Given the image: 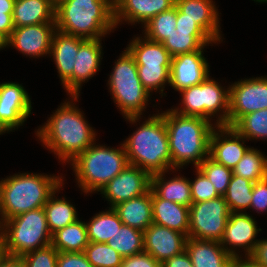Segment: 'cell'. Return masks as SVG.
<instances>
[{"mask_svg": "<svg viewBox=\"0 0 267 267\" xmlns=\"http://www.w3.org/2000/svg\"><path fill=\"white\" fill-rule=\"evenodd\" d=\"M64 176L19 173L0 180V224L22 213L44 207Z\"/></svg>", "mask_w": 267, "mask_h": 267, "instance_id": "cell-4", "label": "cell"}, {"mask_svg": "<svg viewBox=\"0 0 267 267\" xmlns=\"http://www.w3.org/2000/svg\"><path fill=\"white\" fill-rule=\"evenodd\" d=\"M0 267H25L21 257L9 256L4 254L0 258Z\"/></svg>", "mask_w": 267, "mask_h": 267, "instance_id": "cell-50", "label": "cell"}, {"mask_svg": "<svg viewBox=\"0 0 267 267\" xmlns=\"http://www.w3.org/2000/svg\"><path fill=\"white\" fill-rule=\"evenodd\" d=\"M169 139L172 170L194 164L195 168L209 156L210 136L216 127L201 117L183 116L168 109L161 113Z\"/></svg>", "mask_w": 267, "mask_h": 267, "instance_id": "cell-2", "label": "cell"}, {"mask_svg": "<svg viewBox=\"0 0 267 267\" xmlns=\"http://www.w3.org/2000/svg\"><path fill=\"white\" fill-rule=\"evenodd\" d=\"M107 244L122 257H128L144 251L143 231L122 225Z\"/></svg>", "mask_w": 267, "mask_h": 267, "instance_id": "cell-35", "label": "cell"}, {"mask_svg": "<svg viewBox=\"0 0 267 267\" xmlns=\"http://www.w3.org/2000/svg\"><path fill=\"white\" fill-rule=\"evenodd\" d=\"M68 98L48 117L47 123L35 131L44 147L56 154L62 164L72 162L97 137L95 129L88 124L84 113L75 104L79 96L71 95Z\"/></svg>", "mask_w": 267, "mask_h": 267, "instance_id": "cell-1", "label": "cell"}, {"mask_svg": "<svg viewBox=\"0 0 267 267\" xmlns=\"http://www.w3.org/2000/svg\"><path fill=\"white\" fill-rule=\"evenodd\" d=\"M253 185L254 182L247 178L232 175L230 183L223 196L230 213L247 212L246 209L250 210Z\"/></svg>", "mask_w": 267, "mask_h": 267, "instance_id": "cell-33", "label": "cell"}, {"mask_svg": "<svg viewBox=\"0 0 267 267\" xmlns=\"http://www.w3.org/2000/svg\"><path fill=\"white\" fill-rule=\"evenodd\" d=\"M120 267H162L151 254L143 251L132 256L124 257Z\"/></svg>", "mask_w": 267, "mask_h": 267, "instance_id": "cell-45", "label": "cell"}, {"mask_svg": "<svg viewBox=\"0 0 267 267\" xmlns=\"http://www.w3.org/2000/svg\"><path fill=\"white\" fill-rule=\"evenodd\" d=\"M248 259L259 267H267V238L257 242Z\"/></svg>", "mask_w": 267, "mask_h": 267, "instance_id": "cell-47", "label": "cell"}, {"mask_svg": "<svg viewBox=\"0 0 267 267\" xmlns=\"http://www.w3.org/2000/svg\"><path fill=\"white\" fill-rule=\"evenodd\" d=\"M177 22V7L159 13L147 22L142 30L143 35L155 42L162 43L169 35H172L176 29Z\"/></svg>", "mask_w": 267, "mask_h": 267, "instance_id": "cell-36", "label": "cell"}, {"mask_svg": "<svg viewBox=\"0 0 267 267\" xmlns=\"http://www.w3.org/2000/svg\"><path fill=\"white\" fill-rule=\"evenodd\" d=\"M170 67L171 65H137L140 82L149 93L159 91L157 93L165 96L164 88L167 83L169 84Z\"/></svg>", "mask_w": 267, "mask_h": 267, "instance_id": "cell-38", "label": "cell"}, {"mask_svg": "<svg viewBox=\"0 0 267 267\" xmlns=\"http://www.w3.org/2000/svg\"><path fill=\"white\" fill-rule=\"evenodd\" d=\"M229 267H259L252 263L248 258H237L234 259Z\"/></svg>", "mask_w": 267, "mask_h": 267, "instance_id": "cell-52", "label": "cell"}, {"mask_svg": "<svg viewBox=\"0 0 267 267\" xmlns=\"http://www.w3.org/2000/svg\"><path fill=\"white\" fill-rule=\"evenodd\" d=\"M58 253L52 245H49L29 252L21 258L25 267H57Z\"/></svg>", "mask_w": 267, "mask_h": 267, "instance_id": "cell-42", "label": "cell"}, {"mask_svg": "<svg viewBox=\"0 0 267 267\" xmlns=\"http://www.w3.org/2000/svg\"><path fill=\"white\" fill-rule=\"evenodd\" d=\"M250 209L259 214L267 212V178L254 183Z\"/></svg>", "mask_w": 267, "mask_h": 267, "instance_id": "cell-43", "label": "cell"}, {"mask_svg": "<svg viewBox=\"0 0 267 267\" xmlns=\"http://www.w3.org/2000/svg\"><path fill=\"white\" fill-rule=\"evenodd\" d=\"M232 172L233 175L247 178L254 183L263 180L267 178V156L250 146Z\"/></svg>", "mask_w": 267, "mask_h": 267, "instance_id": "cell-34", "label": "cell"}, {"mask_svg": "<svg viewBox=\"0 0 267 267\" xmlns=\"http://www.w3.org/2000/svg\"><path fill=\"white\" fill-rule=\"evenodd\" d=\"M85 39L55 30L50 48V54L56 64L61 85L73 74L74 64L80 44Z\"/></svg>", "mask_w": 267, "mask_h": 267, "instance_id": "cell-22", "label": "cell"}, {"mask_svg": "<svg viewBox=\"0 0 267 267\" xmlns=\"http://www.w3.org/2000/svg\"><path fill=\"white\" fill-rule=\"evenodd\" d=\"M153 223L183 233L188 237L189 207L159 198L152 191Z\"/></svg>", "mask_w": 267, "mask_h": 267, "instance_id": "cell-24", "label": "cell"}, {"mask_svg": "<svg viewBox=\"0 0 267 267\" xmlns=\"http://www.w3.org/2000/svg\"><path fill=\"white\" fill-rule=\"evenodd\" d=\"M57 267H93L84 252H59Z\"/></svg>", "mask_w": 267, "mask_h": 267, "instance_id": "cell-44", "label": "cell"}, {"mask_svg": "<svg viewBox=\"0 0 267 267\" xmlns=\"http://www.w3.org/2000/svg\"><path fill=\"white\" fill-rule=\"evenodd\" d=\"M15 0H0V13L13 14Z\"/></svg>", "mask_w": 267, "mask_h": 267, "instance_id": "cell-51", "label": "cell"}, {"mask_svg": "<svg viewBox=\"0 0 267 267\" xmlns=\"http://www.w3.org/2000/svg\"><path fill=\"white\" fill-rule=\"evenodd\" d=\"M205 47L172 57L169 80L172 89L182 91L204 82L210 76L209 63L203 56Z\"/></svg>", "mask_w": 267, "mask_h": 267, "instance_id": "cell-16", "label": "cell"}, {"mask_svg": "<svg viewBox=\"0 0 267 267\" xmlns=\"http://www.w3.org/2000/svg\"><path fill=\"white\" fill-rule=\"evenodd\" d=\"M267 109V77H252L229 85L228 126L248 113Z\"/></svg>", "mask_w": 267, "mask_h": 267, "instance_id": "cell-11", "label": "cell"}, {"mask_svg": "<svg viewBox=\"0 0 267 267\" xmlns=\"http://www.w3.org/2000/svg\"><path fill=\"white\" fill-rule=\"evenodd\" d=\"M130 165L150 175L172 171L169 139L162 114L156 113L122 142Z\"/></svg>", "mask_w": 267, "mask_h": 267, "instance_id": "cell-3", "label": "cell"}, {"mask_svg": "<svg viewBox=\"0 0 267 267\" xmlns=\"http://www.w3.org/2000/svg\"><path fill=\"white\" fill-rule=\"evenodd\" d=\"M126 48L133 55L136 65L159 66L172 63V56L163 44L145 36H134Z\"/></svg>", "mask_w": 267, "mask_h": 267, "instance_id": "cell-28", "label": "cell"}, {"mask_svg": "<svg viewBox=\"0 0 267 267\" xmlns=\"http://www.w3.org/2000/svg\"><path fill=\"white\" fill-rule=\"evenodd\" d=\"M248 140L267 141V109L246 114L232 126Z\"/></svg>", "mask_w": 267, "mask_h": 267, "instance_id": "cell-37", "label": "cell"}, {"mask_svg": "<svg viewBox=\"0 0 267 267\" xmlns=\"http://www.w3.org/2000/svg\"><path fill=\"white\" fill-rule=\"evenodd\" d=\"M151 189V175L137 166L128 164L101 190L110 208L117 204L141 196Z\"/></svg>", "mask_w": 267, "mask_h": 267, "instance_id": "cell-13", "label": "cell"}, {"mask_svg": "<svg viewBox=\"0 0 267 267\" xmlns=\"http://www.w3.org/2000/svg\"><path fill=\"white\" fill-rule=\"evenodd\" d=\"M195 172L196 178L194 180H189L193 203L219 197L220 195L206 175L198 167L195 168Z\"/></svg>", "mask_w": 267, "mask_h": 267, "instance_id": "cell-41", "label": "cell"}, {"mask_svg": "<svg viewBox=\"0 0 267 267\" xmlns=\"http://www.w3.org/2000/svg\"><path fill=\"white\" fill-rule=\"evenodd\" d=\"M108 78L110 95L123 117L132 125L140 123L152 94L140 82L135 59L127 48L115 61Z\"/></svg>", "mask_w": 267, "mask_h": 267, "instance_id": "cell-7", "label": "cell"}, {"mask_svg": "<svg viewBox=\"0 0 267 267\" xmlns=\"http://www.w3.org/2000/svg\"><path fill=\"white\" fill-rule=\"evenodd\" d=\"M31 98L24 86L17 82L0 83V123L13 132L31 115Z\"/></svg>", "mask_w": 267, "mask_h": 267, "instance_id": "cell-15", "label": "cell"}, {"mask_svg": "<svg viewBox=\"0 0 267 267\" xmlns=\"http://www.w3.org/2000/svg\"><path fill=\"white\" fill-rule=\"evenodd\" d=\"M114 22L118 27L122 22L143 26L154 16L175 6V0H113Z\"/></svg>", "mask_w": 267, "mask_h": 267, "instance_id": "cell-20", "label": "cell"}, {"mask_svg": "<svg viewBox=\"0 0 267 267\" xmlns=\"http://www.w3.org/2000/svg\"><path fill=\"white\" fill-rule=\"evenodd\" d=\"M246 140L233 127L216 126L210 136L209 156L232 170L250 148L245 146Z\"/></svg>", "mask_w": 267, "mask_h": 267, "instance_id": "cell-18", "label": "cell"}, {"mask_svg": "<svg viewBox=\"0 0 267 267\" xmlns=\"http://www.w3.org/2000/svg\"><path fill=\"white\" fill-rule=\"evenodd\" d=\"M124 225L145 231L152 223V190L113 207Z\"/></svg>", "mask_w": 267, "mask_h": 267, "instance_id": "cell-25", "label": "cell"}, {"mask_svg": "<svg viewBox=\"0 0 267 267\" xmlns=\"http://www.w3.org/2000/svg\"><path fill=\"white\" fill-rule=\"evenodd\" d=\"M162 267H194L186 250L162 263Z\"/></svg>", "mask_w": 267, "mask_h": 267, "instance_id": "cell-49", "label": "cell"}, {"mask_svg": "<svg viewBox=\"0 0 267 267\" xmlns=\"http://www.w3.org/2000/svg\"><path fill=\"white\" fill-rule=\"evenodd\" d=\"M123 225L117 212L110 208L95 214L86 222L89 242L107 243Z\"/></svg>", "mask_w": 267, "mask_h": 267, "instance_id": "cell-31", "label": "cell"}, {"mask_svg": "<svg viewBox=\"0 0 267 267\" xmlns=\"http://www.w3.org/2000/svg\"><path fill=\"white\" fill-rule=\"evenodd\" d=\"M229 214L230 211L223 196L192 203L189 207L188 237L220 242Z\"/></svg>", "mask_w": 267, "mask_h": 267, "instance_id": "cell-10", "label": "cell"}, {"mask_svg": "<svg viewBox=\"0 0 267 267\" xmlns=\"http://www.w3.org/2000/svg\"><path fill=\"white\" fill-rule=\"evenodd\" d=\"M261 230L255 218L249 213L232 212L229 214L220 244L234 259L242 258L243 255H245L244 258H248L260 240L256 238ZM240 248L244 250L239 251ZM243 251V255L239 254Z\"/></svg>", "mask_w": 267, "mask_h": 267, "instance_id": "cell-12", "label": "cell"}, {"mask_svg": "<svg viewBox=\"0 0 267 267\" xmlns=\"http://www.w3.org/2000/svg\"><path fill=\"white\" fill-rule=\"evenodd\" d=\"M13 14L0 13V40L4 43L12 34L14 27Z\"/></svg>", "mask_w": 267, "mask_h": 267, "instance_id": "cell-48", "label": "cell"}, {"mask_svg": "<svg viewBox=\"0 0 267 267\" xmlns=\"http://www.w3.org/2000/svg\"><path fill=\"white\" fill-rule=\"evenodd\" d=\"M56 29L83 39H100L116 28L113 0H61Z\"/></svg>", "mask_w": 267, "mask_h": 267, "instance_id": "cell-5", "label": "cell"}, {"mask_svg": "<svg viewBox=\"0 0 267 267\" xmlns=\"http://www.w3.org/2000/svg\"><path fill=\"white\" fill-rule=\"evenodd\" d=\"M255 2H258V3H267V0H253Z\"/></svg>", "mask_w": 267, "mask_h": 267, "instance_id": "cell-55", "label": "cell"}, {"mask_svg": "<svg viewBox=\"0 0 267 267\" xmlns=\"http://www.w3.org/2000/svg\"><path fill=\"white\" fill-rule=\"evenodd\" d=\"M56 5L51 0H15L14 27L55 22Z\"/></svg>", "mask_w": 267, "mask_h": 267, "instance_id": "cell-26", "label": "cell"}, {"mask_svg": "<svg viewBox=\"0 0 267 267\" xmlns=\"http://www.w3.org/2000/svg\"><path fill=\"white\" fill-rule=\"evenodd\" d=\"M177 32L183 33H206L195 20L184 17V14L177 8Z\"/></svg>", "mask_w": 267, "mask_h": 267, "instance_id": "cell-46", "label": "cell"}, {"mask_svg": "<svg viewBox=\"0 0 267 267\" xmlns=\"http://www.w3.org/2000/svg\"><path fill=\"white\" fill-rule=\"evenodd\" d=\"M198 168L212 182L217 193L224 196L233 175L232 170L226 168L223 164L217 163L210 156L204 159Z\"/></svg>", "mask_w": 267, "mask_h": 267, "instance_id": "cell-40", "label": "cell"}, {"mask_svg": "<svg viewBox=\"0 0 267 267\" xmlns=\"http://www.w3.org/2000/svg\"><path fill=\"white\" fill-rule=\"evenodd\" d=\"M89 244L86 222L78 219L52 235L51 245L58 252H84Z\"/></svg>", "mask_w": 267, "mask_h": 267, "instance_id": "cell-30", "label": "cell"}, {"mask_svg": "<svg viewBox=\"0 0 267 267\" xmlns=\"http://www.w3.org/2000/svg\"><path fill=\"white\" fill-rule=\"evenodd\" d=\"M216 43L207 33H183L175 32L169 35L163 42V46L172 57L200 50L203 46H213ZM212 44V45H211Z\"/></svg>", "mask_w": 267, "mask_h": 267, "instance_id": "cell-32", "label": "cell"}, {"mask_svg": "<svg viewBox=\"0 0 267 267\" xmlns=\"http://www.w3.org/2000/svg\"><path fill=\"white\" fill-rule=\"evenodd\" d=\"M102 38L85 39L78 49L73 74L63 84L67 95L80 96L82 84L89 81L99 71L103 58Z\"/></svg>", "mask_w": 267, "mask_h": 267, "instance_id": "cell-17", "label": "cell"}, {"mask_svg": "<svg viewBox=\"0 0 267 267\" xmlns=\"http://www.w3.org/2000/svg\"><path fill=\"white\" fill-rule=\"evenodd\" d=\"M186 239L183 233L152 223L143 232L144 251L162 264L185 250Z\"/></svg>", "mask_w": 267, "mask_h": 267, "instance_id": "cell-19", "label": "cell"}, {"mask_svg": "<svg viewBox=\"0 0 267 267\" xmlns=\"http://www.w3.org/2000/svg\"><path fill=\"white\" fill-rule=\"evenodd\" d=\"M96 143L95 141L69 163L75 173L78 188L86 195L100 192L129 164L122 143L118 148Z\"/></svg>", "mask_w": 267, "mask_h": 267, "instance_id": "cell-6", "label": "cell"}, {"mask_svg": "<svg viewBox=\"0 0 267 267\" xmlns=\"http://www.w3.org/2000/svg\"><path fill=\"white\" fill-rule=\"evenodd\" d=\"M4 255V251H3V241H2V236L0 233V258Z\"/></svg>", "mask_w": 267, "mask_h": 267, "instance_id": "cell-53", "label": "cell"}, {"mask_svg": "<svg viewBox=\"0 0 267 267\" xmlns=\"http://www.w3.org/2000/svg\"><path fill=\"white\" fill-rule=\"evenodd\" d=\"M175 6L184 17L195 20L197 24L216 42L223 41L220 15L213 0H175Z\"/></svg>", "mask_w": 267, "mask_h": 267, "instance_id": "cell-21", "label": "cell"}, {"mask_svg": "<svg viewBox=\"0 0 267 267\" xmlns=\"http://www.w3.org/2000/svg\"><path fill=\"white\" fill-rule=\"evenodd\" d=\"M0 233L4 254L9 256L22 257L52 243L43 207L3 221Z\"/></svg>", "mask_w": 267, "mask_h": 267, "instance_id": "cell-8", "label": "cell"}, {"mask_svg": "<svg viewBox=\"0 0 267 267\" xmlns=\"http://www.w3.org/2000/svg\"><path fill=\"white\" fill-rule=\"evenodd\" d=\"M185 250L194 267H229L234 260L217 241L187 237Z\"/></svg>", "mask_w": 267, "mask_h": 267, "instance_id": "cell-23", "label": "cell"}, {"mask_svg": "<svg viewBox=\"0 0 267 267\" xmlns=\"http://www.w3.org/2000/svg\"><path fill=\"white\" fill-rule=\"evenodd\" d=\"M167 172L151 175V190L164 200L190 207L193 203L189 179L173 175L166 179Z\"/></svg>", "mask_w": 267, "mask_h": 267, "instance_id": "cell-27", "label": "cell"}, {"mask_svg": "<svg viewBox=\"0 0 267 267\" xmlns=\"http://www.w3.org/2000/svg\"><path fill=\"white\" fill-rule=\"evenodd\" d=\"M84 254L93 267H120L124 258L107 243L89 242Z\"/></svg>", "mask_w": 267, "mask_h": 267, "instance_id": "cell-39", "label": "cell"}, {"mask_svg": "<svg viewBox=\"0 0 267 267\" xmlns=\"http://www.w3.org/2000/svg\"><path fill=\"white\" fill-rule=\"evenodd\" d=\"M63 182L48 198L44 205L48 228L53 235L56 231L76 222L79 219L75 206L65 197L58 198L56 193L63 188ZM56 197V198H55Z\"/></svg>", "mask_w": 267, "mask_h": 267, "instance_id": "cell-29", "label": "cell"}, {"mask_svg": "<svg viewBox=\"0 0 267 267\" xmlns=\"http://www.w3.org/2000/svg\"><path fill=\"white\" fill-rule=\"evenodd\" d=\"M181 107H173L172 111L183 116L201 117L215 126H228L229 117V86H221L209 76L204 82L193 85L182 91Z\"/></svg>", "mask_w": 267, "mask_h": 267, "instance_id": "cell-9", "label": "cell"}, {"mask_svg": "<svg viewBox=\"0 0 267 267\" xmlns=\"http://www.w3.org/2000/svg\"><path fill=\"white\" fill-rule=\"evenodd\" d=\"M4 43L0 40V50L3 49Z\"/></svg>", "mask_w": 267, "mask_h": 267, "instance_id": "cell-56", "label": "cell"}, {"mask_svg": "<svg viewBox=\"0 0 267 267\" xmlns=\"http://www.w3.org/2000/svg\"><path fill=\"white\" fill-rule=\"evenodd\" d=\"M4 133H8V131L5 129V127L0 123V135L4 134Z\"/></svg>", "mask_w": 267, "mask_h": 267, "instance_id": "cell-54", "label": "cell"}, {"mask_svg": "<svg viewBox=\"0 0 267 267\" xmlns=\"http://www.w3.org/2000/svg\"><path fill=\"white\" fill-rule=\"evenodd\" d=\"M55 30L56 22L15 27L10 37L4 42L3 49L13 46L29 58L48 56Z\"/></svg>", "mask_w": 267, "mask_h": 267, "instance_id": "cell-14", "label": "cell"}, {"mask_svg": "<svg viewBox=\"0 0 267 267\" xmlns=\"http://www.w3.org/2000/svg\"><path fill=\"white\" fill-rule=\"evenodd\" d=\"M55 5L61 0H51Z\"/></svg>", "mask_w": 267, "mask_h": 267, "instance_id": "cell-57", "label": "cell"}]
</instances>
